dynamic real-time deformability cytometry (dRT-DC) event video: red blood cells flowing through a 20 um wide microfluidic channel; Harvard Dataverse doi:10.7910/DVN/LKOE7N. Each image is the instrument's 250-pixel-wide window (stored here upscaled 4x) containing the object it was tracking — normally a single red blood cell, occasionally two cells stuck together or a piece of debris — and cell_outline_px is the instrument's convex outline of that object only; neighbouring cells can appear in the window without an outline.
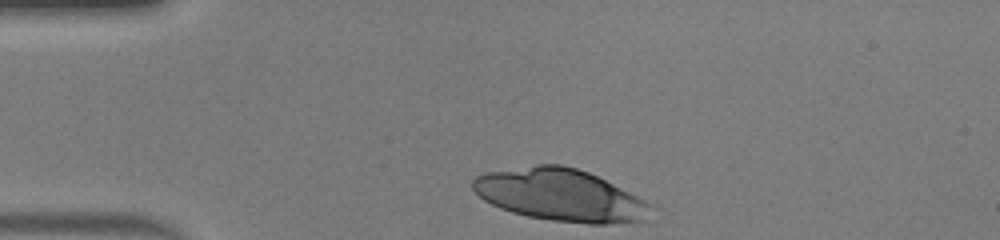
{"species": "human", "species_latin": "Homo sapiens", "temperature_condition": "warm", "stored_images_in_passage": 29, "camera_frame_rate_fps": 3000, "um_per_image_px": 0.085, "donor": {"sex": "male"}, "frame": {"image": 1, "passage_image": 1, "time_ms": 0.0, "image_size_px": [1000, 240], "cell_outline_px": [[648, 204], [644, 220], [604, 224], [588, 224], [552, 220], [528, 216], [512, 212], [500, 208], [484, 200], [472, 188], [472, 180], [476, 176], [484, 172], [536, 164], [560, 164], [576, 168], [588, 172], [636, 196]], "centroid_in_image_um": [47.5, 16.56], "position_along_channel_um": 37.5, "area_um2": 53.23}}